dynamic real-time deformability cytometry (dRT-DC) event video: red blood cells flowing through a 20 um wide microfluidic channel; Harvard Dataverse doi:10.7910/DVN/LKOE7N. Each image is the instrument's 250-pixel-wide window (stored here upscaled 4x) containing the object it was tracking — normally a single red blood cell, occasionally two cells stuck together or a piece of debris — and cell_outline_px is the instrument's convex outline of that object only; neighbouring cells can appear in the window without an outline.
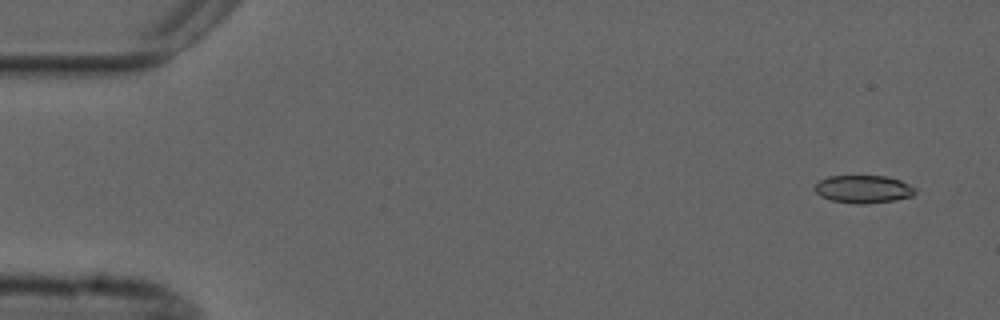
{"species": "common noctule bat (a hibernating species)", "species_latin": "Nyctalus noctula", "temperature_condition": "cold", "stored_images_in_passage": 5, "camera_frame_rate_fps": 3000, "um_per_image_px": 0.085, "animal": {"sex": "male", "forearm_length_mm": 52.5}, "frame": {"image": 1, "passage_image": 1, "time_ms": 0.0, "image_size_px": [1000, 320], "cell_outline_px": [[916, 192], [912, 196], [892, 200], [864, 204], [856, 204], [832, 200], [820, 196], [812, 188], [820, 180], [828, 176], [884, 176], [900, 180], [916, 188]], "centroid_in_image_um": [73.36, 16.07], "position_along_channel_um": 11.6, "area_um2": 16.18}}
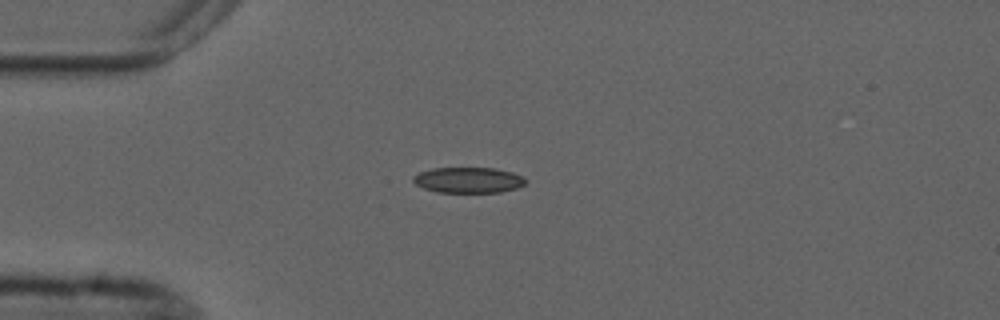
{"frame": {"image": 2, "passage_image": 4, "time_ms": 3.667, "image_size_px": [1000, 320], "cell_outline_px": [[524, 184], [516, 188], [500, 192], [436, 192], [424, 188], [416, 184], [412, 180], [412, 176], [420, 172], [432, 168], [496, 168], [512, 172], [524, 176]], "centroid_in_image_um": [39.79, 15.3], "position_along_channel_um": 45.2, "area_um2": 16.76}}
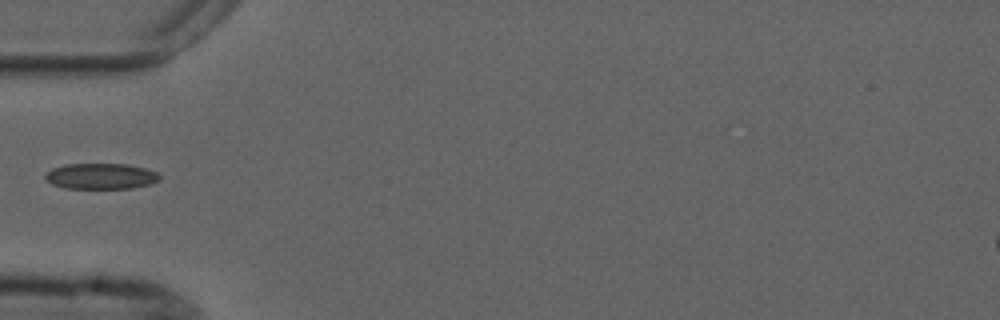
{"frame": {"image": 3, "passage_image": 5, "time_ms": 5.0, "image_size_px": [1000, 320], "cell_outline_px": [[160, 180], [152, 184], [132, 188], [64, 188], [52, 184], [44, 176], [52, 168], [64, 164], [128, 164], [144, 168], [156, 172], [160, 176]], "centroid_in_image_um": [8.6, 14.97], "position_along_channel_um": 76.4, "area_um2": 17.17}}